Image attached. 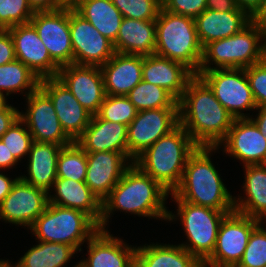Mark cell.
<instances>
[{
	"instance_id": "cell-31",
	"label": "cell",
	"mask_w": 266,
	"mask_h": 267,
	"mask_svg": "<svg viewBox=\"0 0 266 267\" xmlns=\"http://www.w3.org/2000/svg\"><path fill=\"white\" fill-rule=\"evenodd\" d=\"M76 11L104 37L116 41L123 15L111 0H83Z\"/></svg>"
},
{
	"instance_id": "cell-3",
	"label": "cell",
	"mask_w": 266,
	"mask_h": 267,
	"mask_svg": "<svg viewBox=\"0 0 266 267\" xmlns=\"http://www.w3.org/2000/svg\"><path fill=\"white\" fill-rule=\"evenodd\" d=\"M218 147L198 146L188 157L180 184L170 195L194 205L234 211V197L211 161Z\"/></svg>"
},
{
	"instance_id": "cell-20",
	"label": "cell",
	"mask_w": 266,
	"mask_h": 267,
	"mask_svg": "<svg viewBox=\"0 0 266 267\" xmlns=\"http://www.w3.org/2000/svg\"><path fill=\"white\" fill-rule=\"evenodd\" d=\"M86 153L87 172L85 183L102 202L133 162L122 152L99 151Z\"/></svg>"
},
{
	"instance_id": "cell-21",
	"label": "cell",
	"mask_w": 266,
	"mask_h": 267,
	"mask_svg": "<svg viewBox=\"0 0 266 267\" xmlns=\"http://www.w3.org/2000/svg\"><path fill=\"white\" fill-rule=\"evenodd\" d=\"M87 245L88 257L79 261L83 267H135L137 246H129L109 230L99 229Z\"/></svg>"
},
{
	"instance_id": "cell-14",
	"label": "cell",
	"mask_w": 266,
	"mask_h": 267,
	"mask_svg": "<svg viewBox=\"0 0 266 267\" xmlns=\"http://www.w3.org/2000/svg\"><path fill=\"white\" fill-rule=\"evenodd\" d=\"M30 23L36 29L51 58L60 67L73 64L70 10L35 11Z\"/></svg>"
},
{
	"instance_id": "cell-22",
	"label": "cell",
	"mask_w": 266,
	"mask_h": 267,
	"mask_svg": "<svg viewBox=\"0 0 266 267\" xmlns=\"http://www.w3.org/2000/svg\"><path fill=\"white\" fill-rule=\"evenodd\" d=\"M195 74L184 64L156 54L143 56L142 80L164 88L177 101Z\"/></svg>"
},
{
	"instance_id": "cell-55",
	"label": "cell",
	"mask_w": 266,
	"mask_h": 267,
	"mask_svg": "<svg viewBox=\"0 0 266 267\" xmlns=\"http://www.w3.org/2000/svg\"><path fill=\"white\" fill-rule=\"evenodd\" d=\"M72 267H83V266L78 262L76 265H74Z\"/></svg>"
},
{
	"instance_id": "cell-6",
	"label": "cell",
	"mask_w": 266,
	"mask_h": 267,
	"mask_svg": "<svg viewBox=\"0 0 266 267\" xmlns=\"http://www.w3.org/2000/svg\"><path fill=\"white\" fill-rule=\"evenodd\" d=\"M155 22L154 54L181 62L197 74L202 62L203 47L197 35L195 19L173 14L161 8Z\"/></svg>"
},
{
	"instance_id": "cell-40",
	"label": "cell",
	"mask_w": 266,
	"mask_h": 267,
	"mask_svg": "<svg viewBox=\"0 0 266 267\" xmlns=\"http://www.w3.org/2000/svg\"><path fill=\"white\" fill-rule=\"evenodd\" d=\"M34 13L28 0H0V25L5 30L29 23Z\"/></svg>"
},
{
	"instance_id": "cell-44",
	"label": "cell",
	"mask_w": 266,
	"mask_h": 267,
	"mask_svg": "<svg viewBox=\"0 0 266 267\" xmlns=\"http://www.w3.org/2000/svg\"><path fill=\"white\" fill-rule=\"evenodd\" d=\"M20 117V111L11 104H6L0 109V138Z\"/></svg>"
},
{
	"instance_id": "cell-10",
	"label": "cell",
	"mask_w": 266,
	"mask_h": 267,
	"mask_svg": "<svg viewBox=\"0 0 266 267\" xmlns=\"http://www.w3.org/2000/svg\"><path fill=\"white\" fill-rule=\"evenodd\" d=\"M261 221L237 211L228 213L222 220L212 254L203 267H232L241 260L252 231Z\"/></svg>"
},
{
	"instance_id": "cell-46",
	"label": "cell",
	"mask_w": 266,
	"mask_h": 267,
	"mask_svg": "<svg viewBox=\"0 0 266 267\" xmlns=\"http://www.w3.org/2000/svg\"><path fill=\"white\" fill-rule=\"evenodd\" d=\"M17 163L18 161L0 139V171L13 168Z\"/></svg>"
},
{
	"instance_id": "cell-54",
	"label": "cell",
	"mask_w": 266,
	"mask_h": 267,
	"mask_svg": "<svg viewBox=\"0 0 266 267\" xmlns=\"http://www.w3.org/2000/svg\"><path fill=\"white\" fill-rule=\"evenodd\" d=\"M6 97H4L1 93H0V109H2L8 101H6Z\"/></svg>"
},
{
	"instance_id": "cell-47",
	"label": "cell",
	"mask_w": 266,
	"mask_h": 267,
	"mask_svg": "<svg viewBox=\"0 0 266 267\" xmlns=\"http://www.w3.org/2000/svg\"><path fill=\"white\" fill-rule=\"evenodd\" d=\"M18 178L19 176L11 179L8 177V175L6 176L5 173L3 174V172L1 173L0 171V204L10 193L13 184L17 181Z\"/></svg>"
},
{
	"instance_id": "cell-35",
	"label": "cell",
	"mask_w": 266,
	"mask_h": 267,
	"mask_svg": "<svg viewBox=\"0 0 266 267\" xmlns=\"http://www.w3.org/2000/svg\"><path fill=\"white\" fill-rule=\"evenodd\" d=\"M87 153L74 141L62 147L57 160V178L85 181Z\"/></svg>"
},
{
	"instance_id": "cell-38",
	"label": "cell",
	"mask_w": 266,
	"mask_h": 267,
	"mask_svg": "<svg viewBox=\"0 0 266 267\" xmlns=\"http://www.w3.org/2000/svg\"><path fill=\"white\" fill-rule=\"evenodd\" d=\"M262 224L264 222L252 231L244 254L236 267H266V227Z\"/></svg>"
},
{
	"instance_id": "cell-19",
	"label": "cell",
	"mask_w": 266,
	"mask_h": 267,
	"mask_svg": "<svg viewBox=\"0 0 266 267\" xmlns=\"http://www.w3.org/2000/svg\"><path fill=\"white\" fill-rule=\"evenodd\" d=\"M39 87L50 97L62 129L75 141L90 124L92 114L57 77L41 79Z\"/></svg>"
},
{
	"instance_id": "cell-49",
	"label": "cell",
	"mask_w": 266,
	"mask_h": 267,
	"mask_svg": "<svg viewBox=\"0 0 266 267\" xmlns=\"http://www.w3.org/2000/svg\"><path fill=\"white\" fill-rule=\"evenodd\" d=\"M34 11L56 10V0H28Z\"/></svg>"
},
{
	"instance_id": "cell-30",
	"label": "cell",
	"mask_w": 266,
	"mask_h": 267,
	"mask_svg": "<svg viewBox=\"0 0 266 267\" xmlns=\"http://www.w3.org/2000/svg\"><path fill=\"white\" fill-rule=\"evenodd\" d=\"M135 267H203V263L180 244H145L136 248Z\"/></svg>"
},
{
	"instance_id": "cell-12",
	"label": "cell",
	"mask_w": 266,
	"mask_h": 267,
	"mask_svg": "<svg viewBox=\"0 0 266 267\" xmlns=\"http://www.w3.org/2000/svg\"><path fill=\"white\" fill-rule=\"evenodd\" d=\"M26 112H20L33 141L54 143L63 147L74 141L62 129L50 97L38 87L26 97Z\"/></svg>"
},
{
	"instance_id": "cell-26",
	"label": "cell",
	"mask_w": 266,
	"mask_h": 267,
	"mask_svg": "<svg viewBox=\"0 0 266 267\" xmlns=\"http://www.w3.org/2000/svg\"><path fill=\"white\" fill-rule=\"evenodd\" d=\"M251 21L252 16L239 7L231 12L206 9L195 18L197 35L203 48L210 42L238 33Z\"/></svg>"
},
{
	"instance_id": "cell-48",
	"label": "cell",
	"mask_w": 266,
	"mask_h": 267,
	"mask_svg": "<svg viewBox=\"0 0 266 267\" xmlns=\"http://www.w3.org/2000/svg\"><path fill=\"white\" fill-rule=\"evenodd\" d=\"M252 21L264 32L266 36V0L252 15Z\"/></svg>"
},
{
	"instance_id": "cell-29",
	"label": "cell",
	"mask_w": 266,
	"mask_h": 267,
	"mask_svg": "<svg viewBox=\"0 0 266 267\" xmlns=\"http://www.w3.org/2000/svg\"><path fill=\"white\" fill-rule=\"evenodd\" d=\"M245 197L234 196L235 211L266 222V164L243 166Z\"/></svg>"
},
{
	"instance_id": "cell-18",
	"label": "cell",
	"mask_w": 266,
	"mask_h": 267,
	"mask_svg": "<svg viewBox=\"0 0 266 267\" xmlns=\"http://www.w3.org/2000/svg\"><path fill=\"white\" fill-rule=\"evenodd\" d=\"M7 30L13 38L16 59L29 67L40 80L57 77L60 66L51 58L30 22Z\"/></svg>"
},
{
	"instance_id": "cell-23",
	"label": "cell",
	"mask_w": 266,
	"mask_h": 267,
	"mask_svg": "<svg viewBox=\"0 0 266 267\" xmlns=\"http://www.w3.org/2000/svg\"><path fill=\"white\" fill-rule=\"evenodd\" d=\"M143 55H114L102 65L105 93L126 96L142 80Z\"/></svg>"
},
{
	"instance_id": "cell-28",
	"label": "cell",
	"mask_w": 266,
	"mask_h": 267,
	"mask_svg": "<svg viewBox=\"0 0 266 267\" xmlns=\"http://www.w3.org/2000/svg\"><path fill=\"white\" fill-rule=\"evenodd\" d=\"M63 146L54 143L33 141L28 157L27 175L23 181L50 192L57 179V160Z\"/></svg>"
},
{
	"instance_id": "cell-15",
	"label": "cell",
	"mask_w": 266,
	"mask_h": 267,
	"mask_svg": "<svg viewBox=\"0 0 266 267\" xmlns=\"http://www.w3.org/2000/svg\"><path fill=\"white\" fill-rule=\"evenodd\" d=\"M47 204L46 190L32 186L19 177L0 204V219L5 223L29 229L37 217L44 212Z\"/></svg>"
},
{
	"instance_id": "cell-16",
	"label": "cell",
	"mask_w": 266,
	"mask_h": 267,
	"mask_svg": "<svg viewBox=\"0 0 266 267\" xmlns=\"http://www.w3.org/2000/svg\"><path fill=\"white\" fill-rule=\"evenodd\" d=\"M57 78L66 85L79 103L96 115L106 93L101 68L98 66L70 64L61 66Z\"/></svg>"
},
{
	"instance_id": "cell-45",
	"label": "cell",
	"mask_w": 266,
	"mask_h": 267,
	"mask_svg": "<svg viewBox=\"0 0 266 267\" xmlns=\"http://www.w3.org/2000/svg\"><path fill=\"white\" fill-rule=\"evenodd\" d=\"M206 6L216 12H231L237 8L234 0H206Z\"/></svg>"
},
{
	"instance_id": "cell-13",
	"label": "cell",
	"mask_w": 266,
	"mask_h": 267,
	"mask_svg": "<svg viewBox=\"0 0 266 267\" xmlns=\"http://www.w3.org/2000/svg\"><path fill=\"white\" fill-rule=\"evenodd\" d=\"M70 37L73 64L101 67L115 53L113 43L76 10H70Z\"/></svg>"
},
{
	"instance_id": "cell-50",
	"label": "cell",
	"mask_w": 266,
	"mask_h": 267,
	"mask_svg": "<svg viewBox=\"0 0 266 267\" xmlns=\"http://www.w3.org/2000/svg\"><path fill=\"white\" fill-rule=\"evenodd\" d=\"M237 7L244 9L251 16L257 11L262 5L264 0H234Z\"/></svg>"
},
{
	"instance_id": "cell-34",
	"label": "cell",
	"mask_w": 266,
	"mask_h": 267,
	"mask_svg": "<svg viewBox=\"0 0 266 267\" xmlns=\"http://www.w3.org/2000/svg\"><path fill=\"white\" fill-rule=\"evenodd\" d=\"M137 111L179 108L178 101L164 88L141 80L127 95Z\"/></svg>"
},
{
	"instance_id": "cell-53",
	"label": "cell",
	"mask_w": 266,
	"mask_h": 267,
	"mask_svg": "<svg viewBox=\"0 0 266 267\" xmlns=\"http://www.w3.org/2000/svg\"><path fill=\"white\" fill-rule=\"evenodd\" d=\"M11 263L12 262L8 261V259L7 260L0 259V267H15V265Z\"/></svg>"
},
{
	"instance_id": "cell-9",
	"label": "cell",
	"mask_w": 266,
	"mask_h": 267,
	"mask_svg": "<svg viewBox=\"0 0 266 267\" xmlns=\"http://www.w3.org/2000/svg\"><path fill=\"white\" fill-rule=\"evenodd\" d=\"M199 76L235 119L250 118L243 112L257 109L244 68L212 69Z\"/></svg>"
},
{
	"instance_id": "cell-5",
	"label": "cell",
	"mask_w": 266,
	"mask_h": 267,
	"mask_svg": "<svg viewBox=\"0 0 266 267\" xmlns=\"http://www.w3.org/2000/svg\"><path fill=\"white\" fill-rule=\"evenodd\" d=\"M265 58L266 36L251 21L238 33L207 44L203 48L202 62L196 75L212 69L247 68Z\"/></svg>"
},
{
	"instance_id": "cell-39",
	"label": "cell",
	"mask_w": 266,
	"mask_h": 267,
	"mask_svg": "<svg viewBox=\"0 0 266 267\" xmlns=\"http://www.w3.org/2000/svg\"><path fill=\"white\" fill-rule=\"evenodd\" d=\"M123 17L156 20L162 8L161 0H111Z\"/></svg>"
},
{
	"instance_id": "cell-11",
	"label": "cell",
	"mask_w": 266,
	"mask_h": 267,
	"mask_svg": "<svg viewBox=\"0 0 266 267\" xmlns=\"http://www.w3.org/2000/svg\"><path fill=\"white\" fill-rule=\"evenodd\" d=\"M179 125V108L137 111L127 126L128 158L131 162L145 149Z\"/></svg>"
},
{
	"instance_id": "cell-36",
	"label": "cell",
	"mask_w": 266,
	"mask_h": 267,
	"mask_svg": "<svg viewBox=\"0 0 266 267\" xmlns=\"http://www.w3.org/2000/svg\"><path fill=\"white\" fill-rule=\"evenodd\" d=\"M136 114L137 110L127 96L106 95L96 115L100 119L128 126Z\"/></svg>"
},
{
	"instance_id": "cell-41",
	"label": "cell",
	"mask_w": 266,
	"mask_h": 267,
	"mask_svg": "<svg viewBox=\"0 0 266 267\" xmlns=\"http://www.w3.org/2000/svg\"><path fill=\"white\" fill-rule=\"evenodd\" d=\"M257 107H266V58L244 68Z\"/></svg>"
},
{
	"instance_id": "cell-8",
	"label": "cell",
	"mask_w": 266,
	"mask_h": 267,
	"mask_svg": "<svg viewBox=\"0 0 266 267\" xmlns=\"http://www.w3.org/2000/svg\"><path fill=\"white\" fill-rule=\"evenodd\" d=\"M172 201L178 204L177 215L169 210L167 220L170 222L180 219L188 241L180 245L203 263L214 250L222 220L233 211L214 210L179 198H173Z\"/></svg>"
},
{
	"instance_id": "cell-37",
	"label": "cell",
	"mask_w": 266,
	"mask_h": 267,
	"mask_svg": "<svg viewBox=\"0 0 266 267\" xmlns=\"http://www.w3.org/2000/svg\"><path fill=\"white\" fill-rule=\"evenodd\" d=\"M0 139L18 162L26 155L28 156L33 143L32 135L27 129L25 122L20 117Z\"/></svg>"
},
{
	"instance_id": "cell-52",
	"label": "cell",
	"mask_w": 266,
	"mask_h": 267,
	"mask_svg": "<svg viewBox=\"0 0 266 267\" xmlns=\"http://www.w3.org/2000/svg\"><path fill=\"white\" fill-rule=\"evenodd\" d=\"M83 0H56V10H76Z\"/></svg>"
},
{
	"instance_id": "cell-33",
	"label": "cell",
	"mask_w": 266,
	"mask_h": 267,
	"mask_svg": "<svg viewBox=\"0 0 266 267\" xmlns=\"http://www.w3.org/2000/svg\"><path fill=\"white\" fill-rule=\"evenodd\" d=\"M39 86L38 76L18 59L0 65V93L6 99L12 93L17 94L18 92H21L20 94L26 98Z\"/></svg>"
},
{
	"instance_id": "cell-1",
	"label": "cell",
	"mask_w": 266,
	"mask_h": 267,
	"mask_svg": "<svg viewBox=\"0 0 266 267\" xmlns=\"http://www.w3.org/2000/svg\"><path fill=\"white\" fill-rule=\"evenodd\" d=\"M178 104L179 124L197 146L218 147L235 120L196 74L188 81Z\"/></svg>"
},
{
	"instance_id": "cell-43",
	"label": "cell",
	"mask_w": 266,
	"mask_h": 267,
	"mask_svg": "<svg viewBox=\"0 0 266 267\" xmlns=\"http://www.w3.org/2000/svg\"><path fill=\"white\" fill-rule=\"evenodd\" d=\"M16 59L13 38L8 30L0 33V65Z\"/></svg>"
},
{
	"instance_id": "cell-42",
	"label": "cell",
	"mask_w": 266,
	"mask_h": 267,
	"mask_svg": "<svg viewBox=\"0 0 266 267\" xmlns=\"http://www.w3.org/2000/svg\"><path fill=\"white\" fill-rule=\"evenodd\" d=\"M161 2L164 10L194 19L207 9L206 0H161Z\"/></svg>"
},
{
	"instance_id": "cell-2",
	"label": "cell",
	"mask_w": 266,
	"mask_h": 267,
	"mask_svg": "<svg viewBox=\"0 0 266 267\" xmlns=\"http://www.w3.org/2000/svg\"><path fill=\"white\" fill-rule=\"evenodd\" d=\"M169 194L158 181L132 164L102 201L100 229L108 230L106 226L116 210L167 221L169 211L165 201Z\"/></svg>"
},
{
	"instance_id": "cell-7",
	"label": "cell",
	"mask_w": 266,
	"mask_h": 267,
	"mask_svg": "<svg viewBox=\"0 0 266 267\" xmlns=\"http://www.w3.org/2000/svg\"><path fill=\"white\" fill-rule=\"evenodd\" d=\"M29 229L38 241L64 243L82 251L81 245L87 242L99 227L80 210L48 203Z\"/></svg>"
},
{
	"instance_id": "cell-32",
	"label": "cell",
	"mask_w": 266,
	"mask_h": 267,
	"mask_svg": "<svg viewBox=\"0 0 266 267\" xmlns=\"http://www.w3.org/2000/svg\"><path fill=\"white\" fill-rule=\"evenodd\" d=\"M37 242L15 263V267H65L78 252L64 243Z\"/></svg>"
},
{
	"instance_id": "cell-56",
	"label": "cell",
	"mask_w": 266,
	"mask_h": 267,
	"mask_svg": "<svg viewBox=\"0 0 266 267\" xmlns=\"http://www.w3.org/2000/svg\"><path fill=\"white\" fill-rule=\"evenodd\" d=\"M5 29L0 25V33L3 32Z\"/></svg>"
},
{
	"instance_id": "cell-27",
	"label": "cell",
	"mask_w": 266,
	"mask_h": 267,
	"mask_svg": "<svg viewBox=\"0 0 266 267\" xmlns=\"http://www.w3.org/2000/svg\"><path fill=\"white\" fill-rule=\"evenodd\" d=\"M113 47L117 53L153 55L156 47L155 20H137L123 17Z\"/></svg>"
},
{
	"instance_id": "cell-51",
	"label": "cell",
	"mask_w": 266,
	"mask_h": 267,
	"mask_svg": "<svg viewBox=\"0 0 266 267\" xmlns=\"http://www.w3.org/2000/svg\"><path fill=\"white\" fill-rule=\"evenodd\" d=\"M259 113L256 114L255 118L251 115L250 119L256 124L258 129L266 138V107H257L256 109Z\"/></svg>"
},
{
	"instance_id": "cell-24",
	"label": "cell",
	"mask_w": 266,
	"mask_h": 267,
	"mask_svg": "<svg viewBox=\"0 0 266 267\" xmlns=\"http://www.w3.org/2000/svg\"><path fill=\"white\" fill-rule=\"evenodd\" d=\"M75 142L85 152L114 151L128 157L127 125L92 115L90 124Z\"/></svg>"
},
{
	"instance_id": "cell-4",
	"label": "cell",
	"mask_w": 266,
	"mask_h": 267,
	"mask_svg": "<svg viewBox=\"0 0 266 267\" xmlns=\"http://www.w3.org/2000/svg\"><path fill=\"white\" fill-rule=\"evenodd\" d=\"M197 147L179 124L138 155L133 164L172 193L180 184L188 157Z\"/></svg>"
},
{
	"instance_id": "cell-25",
	"label": "cell",
	"mask_w": 266,
	"mask_h": 267,
	"mask_svg": "<svg viewBox=\"0 0 266 267\" xmlns=\"http://www.w3.org/2000/svg\"><path fill=\"white\" fill-rule=\"evenodd\" d=\"M48 192V203L80 210L87 214L99 227L102 214V202L90 190L85 181L57 178Z\"/></svg>"
},
{
	"instance_id": "cell-17",
	"label": "cell",
	"mask_w": 266,
	"mask_h": 267,
	"mask_svg": "<svg viewBox=\"0 0 266 267\" xmlns=\"http://www.w3.org/2000/svg\"><path fill=\"white\" fill-rule=\"evenodd\" d=\"M222 146L227 156L240 160L243 166L266 164V138L250 118L235 119Z\"/></svg>"
}]
</instances>
